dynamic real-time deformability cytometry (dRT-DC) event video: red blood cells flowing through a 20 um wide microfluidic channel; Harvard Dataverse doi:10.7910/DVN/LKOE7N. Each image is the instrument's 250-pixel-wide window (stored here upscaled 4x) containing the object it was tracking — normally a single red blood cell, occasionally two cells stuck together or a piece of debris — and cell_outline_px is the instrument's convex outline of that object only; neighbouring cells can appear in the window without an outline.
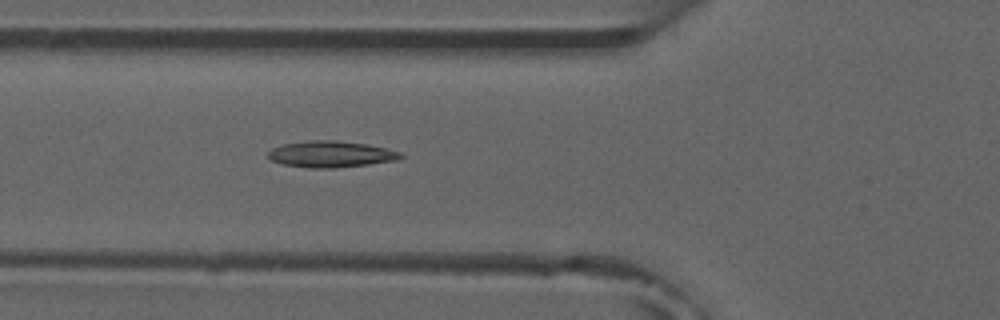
{"species": "common noctule bat (a hibernating species)", "species_latin": "Nyctalus noctula", "temperature_condition": "room temperature", "stored_images_in_passage": 5, "camera_frame_rate_fps": 3000, "um_per_image_px": 0.085, "animal": {"sex": "male", "forearm_length_mm": 52.5}, "frame": {"image": 1, "passage_image": 5, "time_ms": 4.333, "image_size_px": [1000, 320], "cell_outline_px": [[404, 156], [400, 160], [368, 164], [332, 168], [308, 168], [284, 164], [272, 160], [268, 156], [268, 152], [272, 148], [284, 144], [308, 140], [332, 140], [368, 144], [400, 152]], "centroid_in_image_um": [28.14, 13.1], "position_along_channel_um": 97.7, "area_um2": 20.23}}